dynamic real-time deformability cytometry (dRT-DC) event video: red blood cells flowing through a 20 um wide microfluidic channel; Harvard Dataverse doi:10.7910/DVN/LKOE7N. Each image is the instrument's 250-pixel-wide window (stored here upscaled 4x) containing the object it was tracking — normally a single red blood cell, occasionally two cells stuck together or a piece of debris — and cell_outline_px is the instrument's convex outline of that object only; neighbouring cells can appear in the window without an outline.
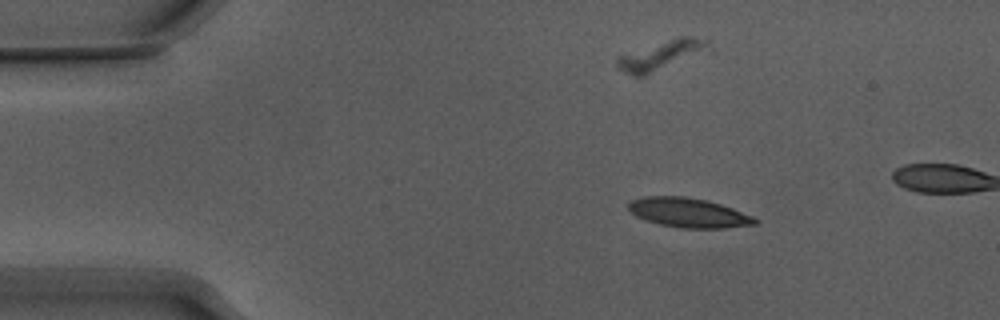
{"species": "Egyptian fruit bat (a non-hibernating species)", "species_latin": "Rousettus aegyptiacus", "temperature_condition": "warm", "stored_images_in_passage": 48, "camera_frame_rate_fps": 3000, "um_per_image_px": 0.085, "animal": {"sex": "male"}, "frame": {"image": 1, "passage_image": 2, "time_ms": 0.333, "image_size_px": [1000, 320], "cell_outline_px": [[756, 224], [724, 228], [684, 228], [660, 224], [636, 216], [628, 208], [628, 204], [632, 200], [644, 196], [684, 196], [704, 200], [720, 204], [732, 208], [752, 216], [756, 220]], "centroid_in_image_um": [58.5, 18.07], "position_along_channel_um": 26.5, "area_um2": 21.33}}
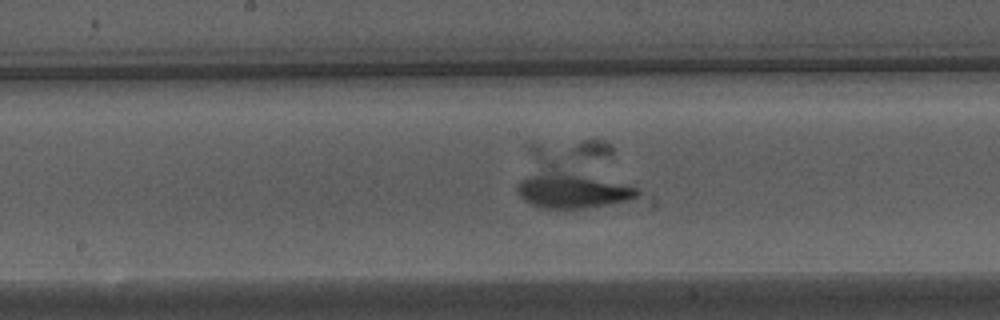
{"frame": {"image": 2, "passage_image": 21, "time_ms": 6.667, "image_size_px": [1000, 320], "cell_outline_px": [[640, 192], [636, 196], [628, 200], [608, 204], [584, 208], [544, 208], [532, 204], [524, 200], [516, 192], [516, 188], [528, 144], [536, 144], [636, 188]], "centroid_in_image_um": [48.17, 15.51], "position_along_channel_um": 200.0, "area_um2": 34.8}}